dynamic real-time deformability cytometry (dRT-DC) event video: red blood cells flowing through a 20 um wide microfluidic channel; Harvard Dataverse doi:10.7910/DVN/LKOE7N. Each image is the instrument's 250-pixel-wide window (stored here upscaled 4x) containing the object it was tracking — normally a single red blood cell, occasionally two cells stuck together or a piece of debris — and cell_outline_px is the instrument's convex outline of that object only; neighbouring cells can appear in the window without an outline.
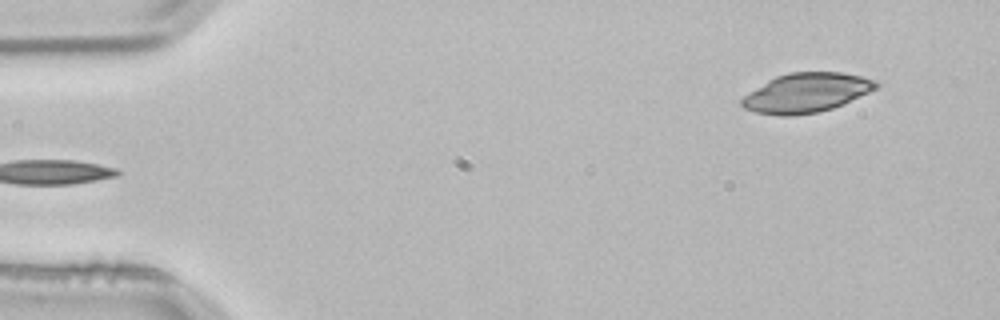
{"species": "common noctule bat (a hibernating species)", "species_latin": "Nyctalus noctula", "temperature_condition": "room temperature", "stored_images_in_passage": 3, "segment_of_instrument_passage": [2, 2], "camera_frame_rate_fps": 3000, "um_per_image_px": 0.085, "animal": {"sex": "male", "body_mass_g": 21.5, "forearm_length_mm": 52.0}, "frame": {"image": 1, "passage_image": 3, "time_ms": 0.667, "image_size_px": [1000, 320], "cell_outline_px": [[880, 88], [844, 104], [820, 112], [792, 116], [780, 116], [756, 112], [744, 108], [740, 104], [740, 100], [744, 96], [768, 80], [776, 76], [788, 72], [840, 72], [860, 76], [876, 80], [880, 84]], "centroid_in_image_um": [68.58, 7.89], "position_along_channel_um": 16.4, "area_um2": 31.04}}